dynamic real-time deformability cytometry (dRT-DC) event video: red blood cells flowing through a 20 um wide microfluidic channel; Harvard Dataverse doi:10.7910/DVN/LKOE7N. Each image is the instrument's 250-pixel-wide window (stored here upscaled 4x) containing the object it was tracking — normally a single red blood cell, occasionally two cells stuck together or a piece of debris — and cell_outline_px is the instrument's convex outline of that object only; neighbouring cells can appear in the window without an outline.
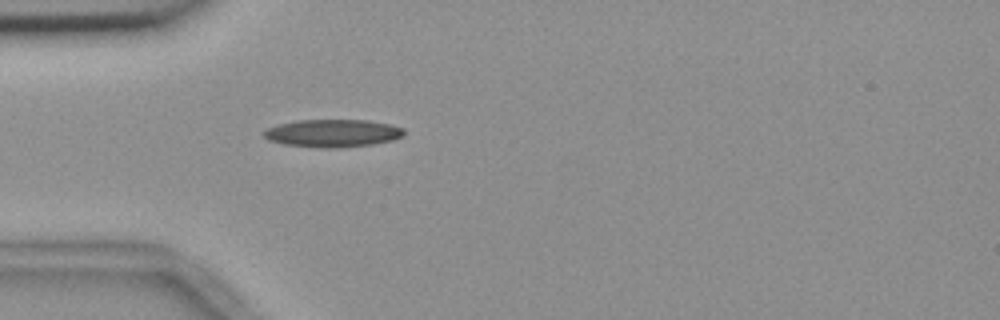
{"species": "common noctule bat (a hibernating species)", "species_latin": "Nyctalus noctula", "temperature_condition": "room temperature", "stored_images_in_passage": 40, "camera_frame_rate_fps": 3000, "um_per_image_px": 0.085, "animal": {"sex": "female", "body_mass_g": 18.4}, "frame": {"image": 1, "passage_image": 1, "time_ms": 0.0, "image_size_px": [1000, 320], "cell_outline_px": [[404, 136], [392, 140], [372, 144], [336, 148], [324, 148], [284, 144], [268, 140], [260, 132], [268, 128], [280, 124], [296, 120], [368, 120], [388, 124], [404, 128]], "centroid_in_image_um": [28.27, 11.32], "position_along_channel_um": 56.7, "area_um2": 22.6}}
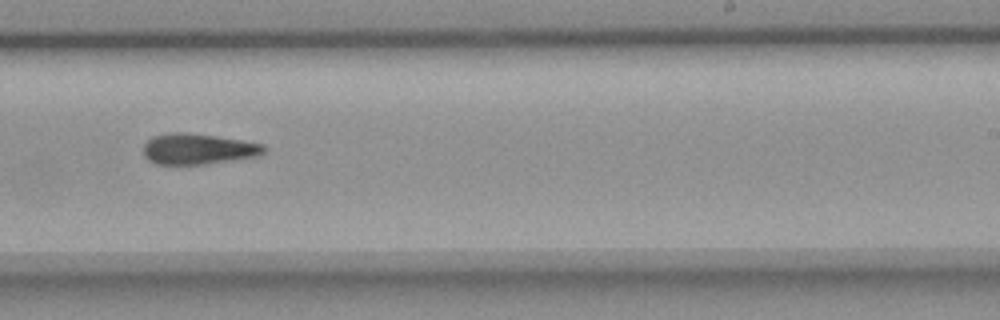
{"frame": {"image": 2, "passage_image": 19, "time_ms": 6.0, "image_size_px": [1000, 320], "cell_outline_px": [[264, 152], [256, 156], [204, 164], [156, 164], [148, 160], [144, 156], [144, 144], [152, 136], [168, 132], [184, 132], [240, 140], [264, 144]], "centroid_in_image_um": [16.77, 12.66], "position_along_channel_um": 272.2, "area_um2": 21.33}}
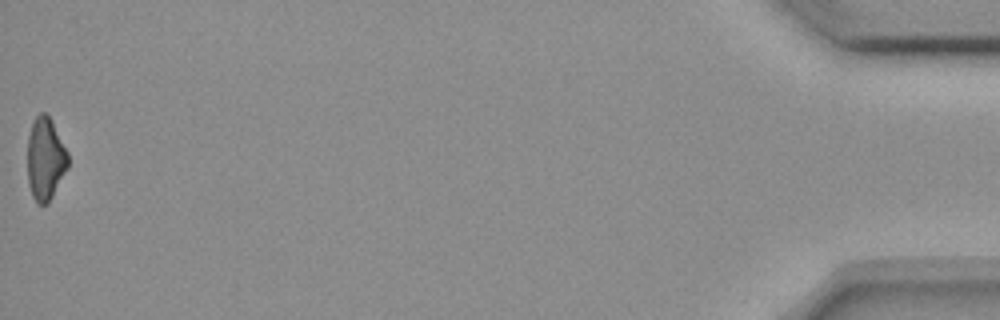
{"frame": {"image": 3, "passage_image": 40, "time_ms": 13.0, "image_size_px": [1000, 320], "cell_outline_px": [[68, 168], [48, 204], [36, 204], [32, 196], [28, 184], [28, 136], [32, 124], [36, 116], [40, 112], [44, 112], [52, 120], [68, 152]], "centroid_in_image_um": [3.86, 13.52], "position_along_channel_um": 431.3, "area_um2": 19.65}, "authors_computed_cell_mechanics": {"area_um2": 21.4438, "velocity_mm_per_s": 3.678, "shape_relaxation_time_tau1_ms": 8.0921, "shape_relaxation_time_tau2_ms": null, "deformation_change_tau1": 0.1952, "deformation_change_tau2": null}}